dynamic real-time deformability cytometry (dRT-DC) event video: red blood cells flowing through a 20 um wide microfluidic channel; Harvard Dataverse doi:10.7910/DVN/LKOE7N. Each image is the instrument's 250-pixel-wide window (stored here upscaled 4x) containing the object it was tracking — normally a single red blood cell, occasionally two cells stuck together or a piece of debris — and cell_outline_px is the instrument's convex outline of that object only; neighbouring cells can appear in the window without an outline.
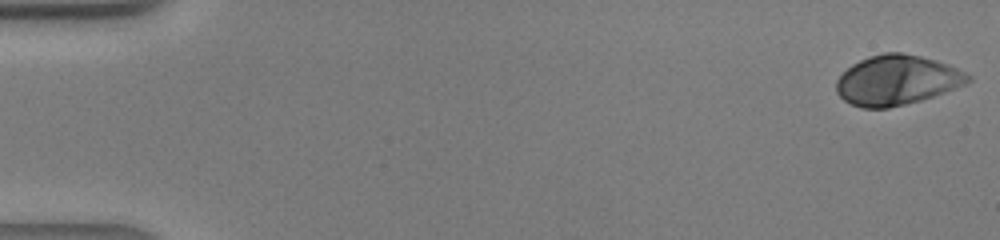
{"species": "human", "species_latin": "Homo sapiens", "temperature_condition": "warm", "stored_images_in_passage": 42, "camera_frame_rate_fps": 3000, "um_per_image_px": 0.085, "donor": {"sex": "male"}, "frame": {"image": 1, "passage_image": 1, "time_ms": 0.0, "image_size_px": [1000, 240], "cell_outline_px": [[972, 80], [956, 88], [920, 100], [888, 108], [860, 108], [844, 100], [836, 92], [836, 80], [852, 64], [868, 56], [884, 52], [900, 52], [920, 56], [936, 60], [948, 64], [972, 76]], "centroid_in_image_um": [76.22, 6.81], "position_along_channel_um": 8.8, "area_um2": 38.09}}
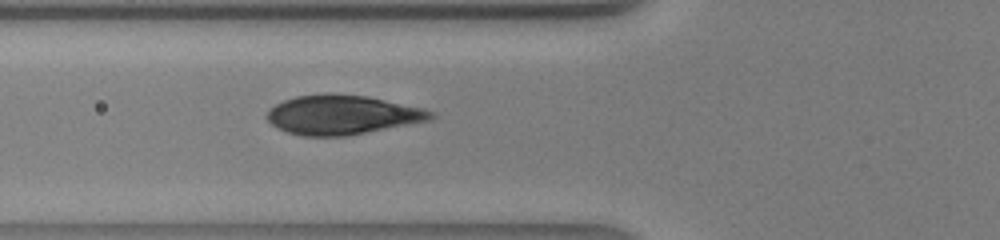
{"frame": {"image": 2, "passage_image": 16, "time_ms": 5.0, "image_size_px": [1000, 240], "cell_outline_px": [[436, 116], [432, 120], [344, 136], [304, 136], [288, 132], [272, 124], [264, 116], [268, 108], [284, 100], [296, 96], [324, 92], [368, 96], [424, 108], [436, 112]], "centroid_in_image_um": [29.1, 9.74], "position_along_channel_um": 96.7, "area_um2": 37.86}}
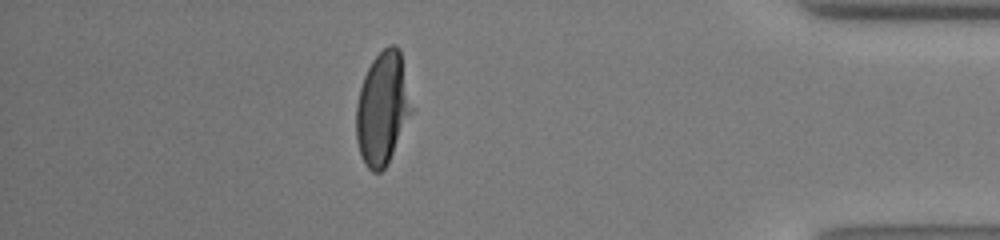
{"frame": {"image": 3, "passage_image": 37, "time_ms": 12.0, "image_size_px": [1000, 240], "cell_outline_px": [[412, 112], [388, 164], [380, 172], [372, 172], [364, 164], [360, 156], [356, 140], [356, 104], [360, 88], [364, 76], [372, 60], [388, 44], [396, 44], [400, 48], [412, 108]], "centroid_in_image_um": [32.5, 9.22], "position_along_channel_um": 402.7, "area_um2": 36.47}}